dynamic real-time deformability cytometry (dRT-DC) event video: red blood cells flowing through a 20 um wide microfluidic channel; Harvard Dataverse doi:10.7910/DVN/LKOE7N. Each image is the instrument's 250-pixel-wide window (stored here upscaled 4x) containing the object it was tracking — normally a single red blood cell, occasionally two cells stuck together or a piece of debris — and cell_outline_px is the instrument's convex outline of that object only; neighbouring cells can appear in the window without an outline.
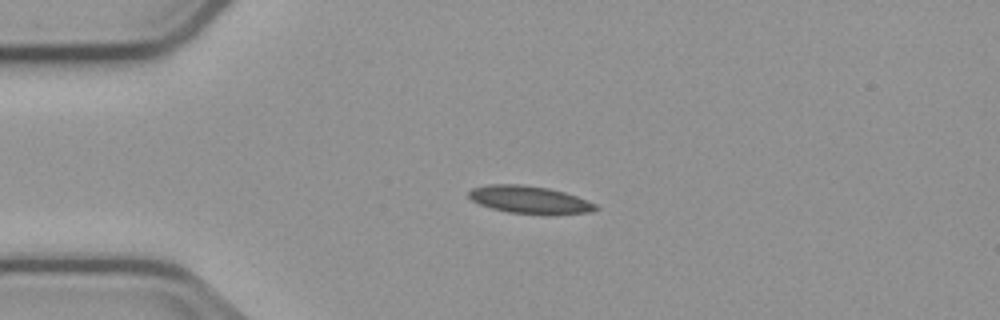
{"species": "common noctule bat (a hibernating species)", "species_latin": "Nyctalus noctula", "temperature_condition": "cold", "stored_images_in_passage": 3, "camera_frame_rate_fps": 3000, "um_per_image_px": 0.085, "animal": {"sex": "male", "body_mass_g": 23.1, "forearm_length_mm": 52.7}, "frame": {"image": 1, "passage_image": 3, "time_ms": 2.667, "image_size_px": [1000, 320], "cell_outline_px": [[600, 208], [588, 212], [552, 216], [544, 216], [508, 212], [492, 208], [480, 204], [472, 200], [468, 196], [468, 192], [472, 188], [488, 184], [524, 184], [548, 188], [564, 192], [576, 196], [596, 204]], "centroid_in_image_um": [45.03, 17.0], "position_along_channel_um": 40.0, "area_um2": 20.81}}